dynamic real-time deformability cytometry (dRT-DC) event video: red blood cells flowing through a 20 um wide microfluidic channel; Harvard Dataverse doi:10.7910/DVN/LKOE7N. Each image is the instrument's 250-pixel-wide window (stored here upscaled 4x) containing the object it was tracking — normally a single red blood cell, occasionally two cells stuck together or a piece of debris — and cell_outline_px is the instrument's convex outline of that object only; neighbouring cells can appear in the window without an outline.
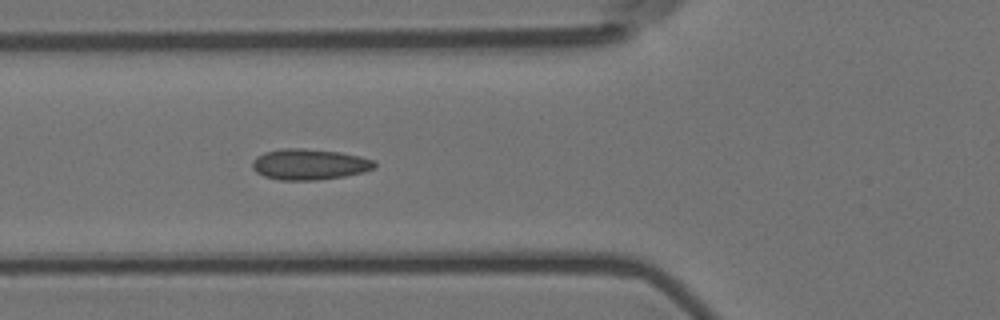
{"species": "Egyptian fruit bat (a non-hibernating species)", "species_latin": "Rousettus aegyptiacus", "temperature_condition": "room temperature", "stored_images_in_passage": 5, "camera_frame_rate_fps": 3000, "um_per_image_px": 0.085, "animal": {"sex": "female"}, "frame": {"image": 1, "passage_image": 5, "time_ms": 1.333, "image_size_px": [1000, 320], "cell_outline_px": [[376, 168], [364, 172], [344, 176], [316, 180], [280, 180], [264, 176], [256, 172], [252, 168], [252, 160], [256, 156], [264, 152], [280, 148], [304, 148], [340, 152], [360, 156], [376, 160]], "centroid_in_image_um": [26.3, 13.96], "position_along_channel_um": 99.5, "area_um2": 22.25}}